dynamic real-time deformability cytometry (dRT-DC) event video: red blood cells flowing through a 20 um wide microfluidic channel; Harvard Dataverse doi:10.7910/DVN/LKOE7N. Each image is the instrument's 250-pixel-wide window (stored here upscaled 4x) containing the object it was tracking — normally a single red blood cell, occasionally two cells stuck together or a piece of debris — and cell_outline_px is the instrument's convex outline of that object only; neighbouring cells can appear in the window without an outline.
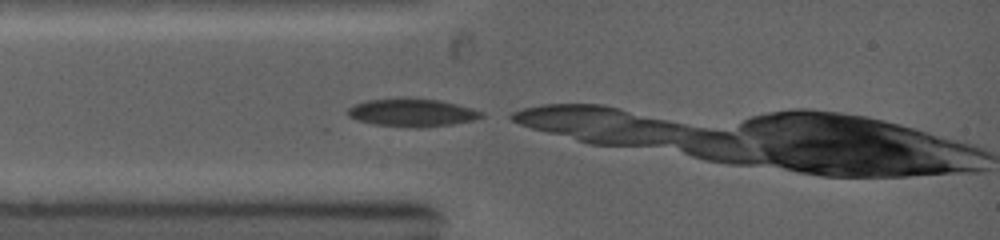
{"species": "common noctule bat (a hibernating species)", "species_latin": "Nyctalus noctula", "temperature_condition": "warm", "stored_images_in_passage": 4, "camera_frame_rate_fps": 5000, "um_per_image_px": 0.085, "animal": {"sex": "female", "body_mass_g": 19.0, "forearm_length_mm": 53.3}, "frame": {"image": 1, "passage_image": 1, "time_ms": 0.0, "image_size_px": [1000, 240], "cell_outline_px": [[484, 116], [472, 120], [452, 124], [420, 128], [416, 128], [372, 124], [356, 120], [348, 116], [348, 108], [356, 104], [368, 100], [396, 96], [404, 96], [440, 100], [472, 108], [484, 112]], "centroid_in_image_um": [35.0, 9.55], "position_along_channel_um": 50.0, "area_um2": 22.25}}